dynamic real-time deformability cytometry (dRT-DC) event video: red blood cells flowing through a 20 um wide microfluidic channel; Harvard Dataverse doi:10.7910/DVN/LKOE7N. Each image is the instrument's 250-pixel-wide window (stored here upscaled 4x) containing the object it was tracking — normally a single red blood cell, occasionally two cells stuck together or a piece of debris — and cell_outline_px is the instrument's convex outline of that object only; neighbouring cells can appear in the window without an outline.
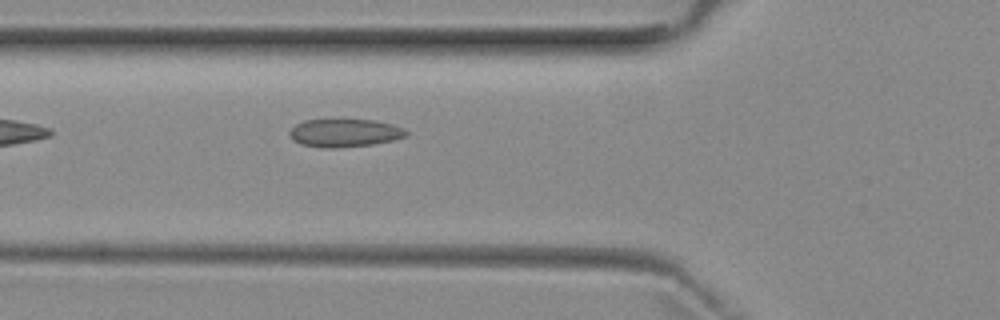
{"species": "common noctule bat (a hibernating species)", "species_latin": "Nyctalus noctula", "temperature_condition": "room temperature", "stored_images_in_passage": 3, "camera_frame_rate_fps": 3000, "um_per_image_px": 0.085, "animal": {"sex": "female", "body_mass_g": 29.2, "forearm_length_mm": 56.3}, "frame": {"image": 1, "passage_image": 3, "time_ms": 2.333, "image_size_px": [1000, 320], "cell_outline_px": [[408, 136], [392, 140], [372, 144], [336, 148], [320, 148], [300, 144], [292, 140], [288, 132], [296, 124], [304, 120], [376, 120], [392, 124], [404, 128], [408, 132]], "centroid_in_image_um": [29.28, 11.3], "position_along_channel_um": 96.5, "area_um2": 19.13}}